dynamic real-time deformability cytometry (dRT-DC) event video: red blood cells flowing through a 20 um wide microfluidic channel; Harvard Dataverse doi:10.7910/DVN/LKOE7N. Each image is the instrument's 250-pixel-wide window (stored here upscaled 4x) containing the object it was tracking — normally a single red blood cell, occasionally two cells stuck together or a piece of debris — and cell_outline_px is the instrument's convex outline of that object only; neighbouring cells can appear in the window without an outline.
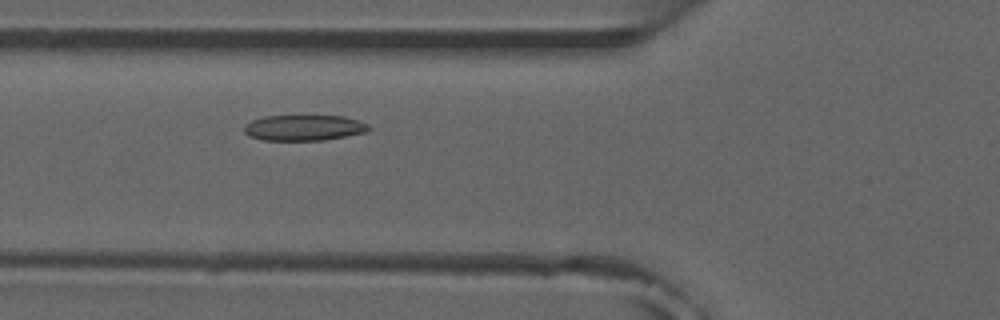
{"species": "common noctule bat (a hibernating species)", "species_latin": "Nyctalus noctula", "temperature_condition": "room temperature", "stored_images_in_passage": 49, "camera_frame_rate_fps": 3000, "um_per_image_px": 0.085, "animal": {"sex": "male", "forearm_length_mm": 52.5}, "frame": {"image": 1, "passage_image": 14, "time_ms": 4.333, "image_size_px": [1000, 320], "cell_outline_px": [[372, 128], [368, 132], [324, 140], [264, 140], [248, 136], [244, 132], [244, 124], [252, 120], [264, 116], [344, 116], [360, 120], [368, 124]], "centroid_in_image_um": [25.86, 10.86], "position_along_channel_um": 99.9, "area_um2": 18.84}}